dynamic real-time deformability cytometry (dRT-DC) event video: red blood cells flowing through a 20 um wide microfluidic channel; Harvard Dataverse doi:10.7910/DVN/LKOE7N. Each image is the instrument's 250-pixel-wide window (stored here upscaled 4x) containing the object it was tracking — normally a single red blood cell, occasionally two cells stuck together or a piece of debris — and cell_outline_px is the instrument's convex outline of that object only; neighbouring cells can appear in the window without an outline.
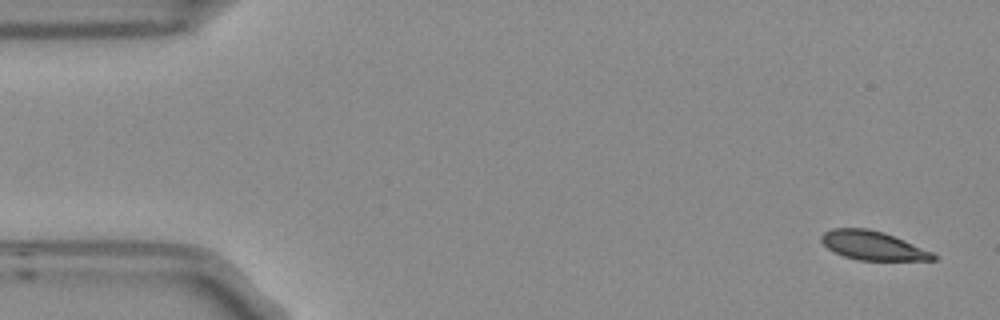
{"species": "Egyptian fruit bat (a non-hibernating species)", "species_latin": "Rousettus aegyptiacus", "temperature_condition": "room temperature", "stored_images_in_passage": 5, "segment_of_instrument_passage": [2, 2], "camera_frame_rate_fps": 3000, "um_per_image_px": 0.085, "frame": {"image": 1, "passage_image": 5, "time_ms": 1.333, "image_size_px": [1000, 320], "cell_outline_px": [[936, 260], [860, 260], [844, 256], [828, 248], [820, 240], [820, 236], [824, 232], [832, 228], [868, 228], [884, 232], [904, 240], [932, 252], [936, 256]], "centroid_in_image_um": [74.17, 20.86], "position_along_channel_um": 10.8, "area_um2": 18.67}}